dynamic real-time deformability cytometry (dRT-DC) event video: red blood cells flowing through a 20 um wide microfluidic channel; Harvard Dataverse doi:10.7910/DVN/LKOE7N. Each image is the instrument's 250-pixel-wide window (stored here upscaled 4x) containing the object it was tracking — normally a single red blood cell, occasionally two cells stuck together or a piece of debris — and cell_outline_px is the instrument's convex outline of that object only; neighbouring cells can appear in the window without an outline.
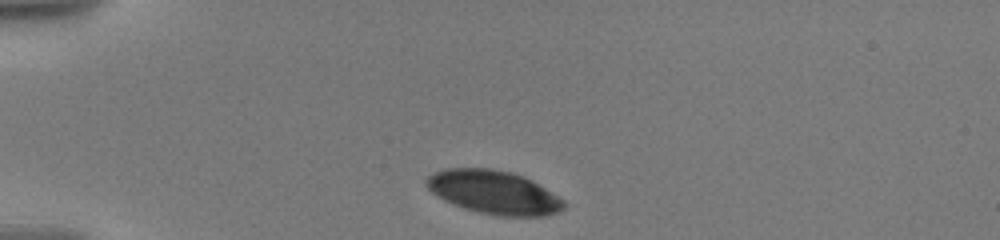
{"species": "human", "species_latin": "Homo sapiens", "temperature_condition": "warm", "stored_images_in_passage": 4, "camera_frame_rate_fps": 3000, "um_per_image_px": 0.085, "donor": {"sex": "male"}, "frame": {"image": 1, "passage_image": 1, "time_ms": 0.0, "image_size_px": [1000, 240], "cell_outline_px": [[564, 208], [560, 212], [544, 216], [500, 216], [480, 212], [456, 204], [436, 196], [424, 184], [424, 180], [432, 172], [444, 168], [492, 168], [512, 172], [524, 176], [532, 180], [564, 200]], "centroid_in_image_um": [41.97, 16.32], "position_along_channel_um": 43.0, "area_um2": 34.8}}
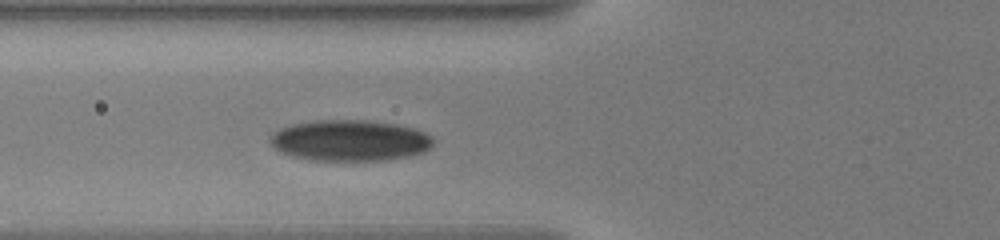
{"frame": {"image": 2, "passage_image": 4, "time_ms": 2.667, "image_size_px": [1000, 240], "cell_outline_px": [[436, 140], [424, 152], [408, 156], [388, 160], [308, 160], [292, 156], [276, 148], [268, 140], [268, 136], [272, 132], [280, 128], [292, 124], [316, 120], [364, 120], [396, 124], [412, 128], [424, 132], [432, 136]], "centroid_in_image_um": [29.73, 11.94], "position_along_channel_um": 96.1, "area_um2": 39.07}}